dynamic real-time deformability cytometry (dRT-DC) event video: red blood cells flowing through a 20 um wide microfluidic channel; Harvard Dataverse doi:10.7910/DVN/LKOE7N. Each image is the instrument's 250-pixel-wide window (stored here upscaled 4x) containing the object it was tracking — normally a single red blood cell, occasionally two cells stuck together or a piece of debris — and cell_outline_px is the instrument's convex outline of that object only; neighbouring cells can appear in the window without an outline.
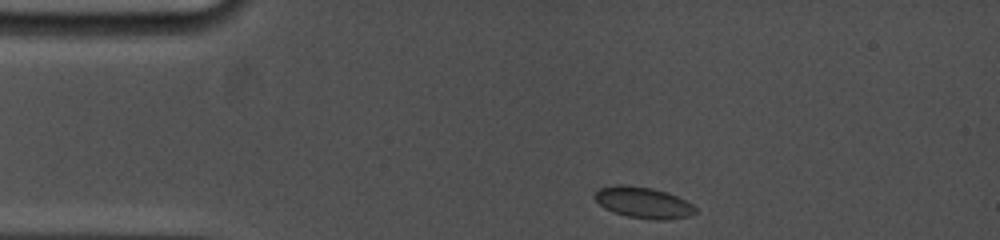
{"species": "common noctule bat (a hibernating species)", "species_latin": "Nyctalus noctula", "temperature_condition": "cold", "stored_images_in_passage": 4, "camera_frame_rate_fps": 5000, "um_per_image_px": 0.085, "animal": {"sex": "female", "body_mass_g": 19.0, "forearm_length_mm": 53.3}, "frame": {"image": 1, "passage_image": 1, "time_ms": 0.0, "image_size_px": [1000, 240], "cell_outline_px": [[696, 212], [692, 216], [664, 220], [652, 220], [628, 216], [604, 208], [592, 196], [600, 188], [620, 184], [652, 188], [668, 192], [692, 204], [696, 208]], "centroid_in_image_um": [54.7, 17.22], "position_along_channel_um": 30.3, "area_um2": 18.21}}